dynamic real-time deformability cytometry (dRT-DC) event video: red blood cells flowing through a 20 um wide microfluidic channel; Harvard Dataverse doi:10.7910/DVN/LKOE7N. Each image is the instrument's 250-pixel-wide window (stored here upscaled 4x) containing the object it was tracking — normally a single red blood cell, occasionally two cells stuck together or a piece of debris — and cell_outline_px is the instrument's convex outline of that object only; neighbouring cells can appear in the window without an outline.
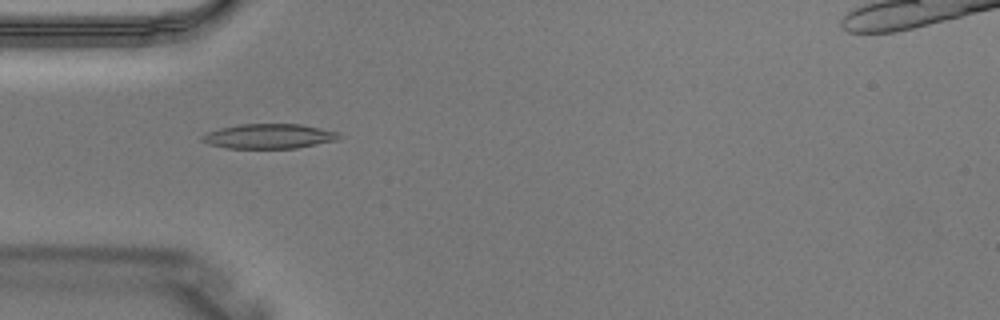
{"species": "Egyptian fruit bat (a non-hibernating species)", "species_latin": "Rousettus aegyptiacus", "temperature_condition": "warm", "stored_images_in_passage": 3, "camera_frame_rate_fps": 3000, "um_per_image_px": 0.085, "animal": {"sex": "male"}, "frame": {"image": 1, "passage_image": 2, "time_ms": 0.333, "image_size_px": [1000, 320], "cell_outline_px": [[344, 136], [336, 140], [296, 148], [224, 148], [208, 144], [200, 140], [200, 136], [208, 132], [220, 128], [240, 124], [300, 124], [340, 132]], "centroid_in_image_um": [22.86, 11.58], "position_along_channel_um": 62.1, "area_um2": 19.83}}